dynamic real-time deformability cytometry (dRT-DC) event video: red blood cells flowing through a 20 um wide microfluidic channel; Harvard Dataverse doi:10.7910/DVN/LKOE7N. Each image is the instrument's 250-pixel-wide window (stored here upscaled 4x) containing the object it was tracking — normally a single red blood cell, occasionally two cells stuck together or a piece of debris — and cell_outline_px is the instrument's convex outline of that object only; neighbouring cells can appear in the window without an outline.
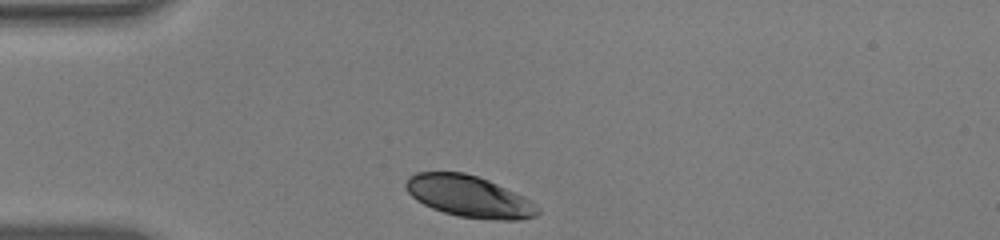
{"species": "human", "species_latin": "Homo sapiens", "temperature_condition": "warm", "stored_images_in_passage": 31, "camera_frame_rate_fps": 3000, "um_per_image_px": 0.085, "donor": {"sex": "male"}, "frame": {"image": 1, "passage_image": 1, "time_ms": 0.0, "image_size_px": [1000, 240], "cell_outline_px": [[540, 212], [536, 216], [520, 220], [492, 220], [460, 216], [444, 212], [432, 208], [416, 200], [408, 192], [404, 184], [408, 176], [416, 172], [464, 172], [488, 180], [524, 196], [540, 208]], "centroid_in_image_um": [39.87, 16.69], "position_along_channel_um": 45.1, "area_um2": 31.91}}
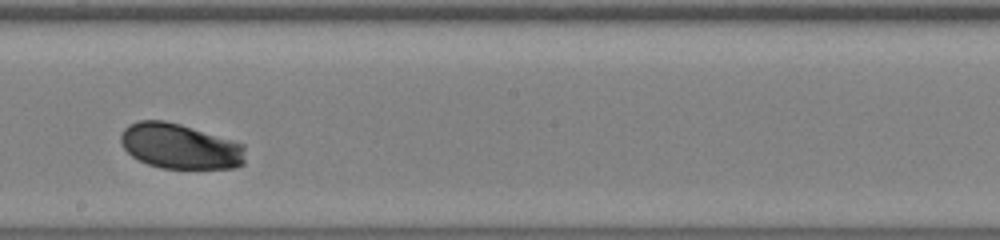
{"frame": {"image": 2, "passage_image": 18, "time_ms": 5.667, "image_size_px": [1000, 240], "cell_outline_px": [[244, 164], [236, 168], [160, 168], [148, 164], [132, 156], [124, 148], [120, 140], [120, 132], [128, 124], [140, 120], [164, 120], [180, 124], [232, 140], [244, 144]], "centroid_in_image_um": [15.28, 12.43], "position_along_channel_um": 232.9, "area_um2": 32.89}}
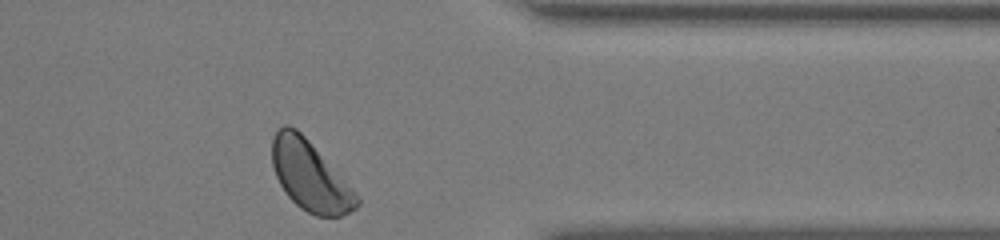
{"frame": {"image": 3, "passage_image": 31, "time_ms": 10.0, "image_size_px": [1000, 240], "cell_outline_px": [[360, 204], [356, 208], [340, 216], [316, 216], [300, 208], [288, 196], [280, 184], [276, 176], [272, 164], [272, 136], [284, 124], [288, 124], [296, 128], [308, 140], [360, 196]], "centroid_in_image_um": [26.35, 14.95], "position_along_channel_um": 385.1, "area_um2": 34.16}, "authors_computed_cell_mechanics": {"area_um2": 32.946, "velocity_mm_per_s": 3.782, "shape_relaxation_time_tau1_ms": 1.283, "shape_relaxation_time_tau2_ms": null, "deformation_change_tau1": 0.096, "deformation_change_tau2": null}}